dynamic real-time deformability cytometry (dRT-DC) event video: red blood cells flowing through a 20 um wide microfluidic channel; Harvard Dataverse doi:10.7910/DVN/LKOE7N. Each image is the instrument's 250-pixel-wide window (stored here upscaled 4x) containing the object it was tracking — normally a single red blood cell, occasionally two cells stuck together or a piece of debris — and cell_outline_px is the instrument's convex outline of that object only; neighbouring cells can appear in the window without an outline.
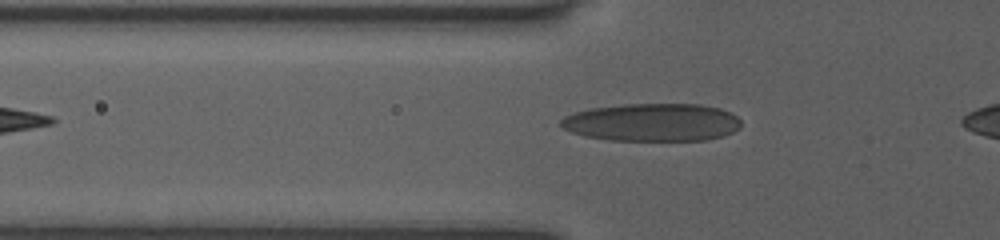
{"species": "human", "species_latin": "Homo sapiens", "temperature_condition": "room temperature", "stored_images_in_passage": 33, "camera_frame_rate_fps": 3000, "um_per_image_px": 0.085, "donor": {"sex": "female"}, "frame": {"image": 1, "passage_image": 3, "time_ms": 0.667, "image_size_px": [1000, 240], "cell_outline_px": [[740, 128], [724, 136], [708, 140], [608, 140], [584, 136], [572, 132], [564, 128], [560, 124], [560, 120], [564, 116], [576, 112], [592, 108], [624, 104], [700, 104], [720, 108], [736, 116], [740, 120]], "centroid_in_image_um": [55.45, 10.4], "position_along_channel_um": 70.3, "area_um2": 39.77}}
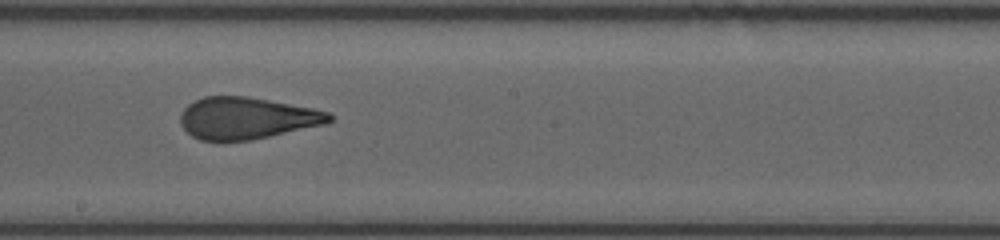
{"frame": {"image": 2, "passage_image": 15, "time_ms": 4.667, "image_size_px": [1000, 240], "cell_outline_px": [[332, 120], [324, 124], [252, 140], [200, 140], [192, 136], [184, 128], [180, 120], [180, 116], [184, 108], [188, 104], [204, 96], [248, 96], [312, 108], [328, 112], [332, 116]], "centroid_in_image_um": [20.96, 10.03], "position_along_channel_um": 227.2, "area_um2": 35.95}}
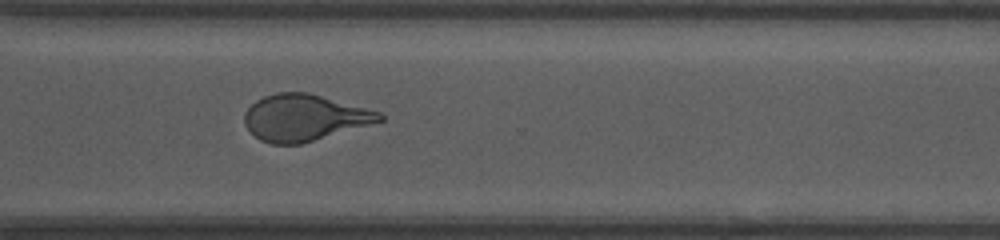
{"frame": {"image": 3, "passage_image": 24, "time_ms": 7.667, "image_size_px": [1000, 240], "cell_outline_px": [[384, 120], [300, 144], [272, 144], [260, 140], [244, 124], [244, 112], [256, 100], [264, 96], [276, 92], [308, 92], [380, 112], [384, 116]], "centroid_in_image_um": [25.83, 9.99], "position_along_channel_um": 344.8, "area_um2": 36.18}, "authors_computed_cell_mechanics": {"area_um2": 37.5122, "velocity_mm_per_s": 3.9384, "shape_relaxation_time_tau1_ms": null, "shape_relaxation_time_tau2_ms": 0.953, "deformation_change_tau1": null, "deformation_change_tau2": 0.101}}